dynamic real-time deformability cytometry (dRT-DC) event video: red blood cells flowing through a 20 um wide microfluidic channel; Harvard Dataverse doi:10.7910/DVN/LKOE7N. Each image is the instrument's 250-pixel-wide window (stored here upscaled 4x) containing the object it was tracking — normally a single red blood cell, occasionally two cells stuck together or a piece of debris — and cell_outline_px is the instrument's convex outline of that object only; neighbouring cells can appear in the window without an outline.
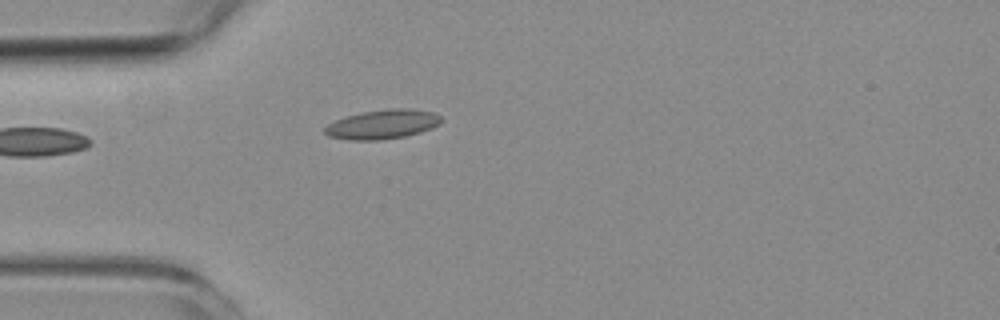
{"species": "common noctule bat (a hibernating species)", "species_latin": "Nyctalus noctula", "temperature_condition": "room temperature", "stored_images_in_passage": 5, "camera_frame_rate_fps": 3000, "um_per_image_px": 0.085, "animal": {"sex": "female", "body_mass_g": 19.3, "forearm_length_mm": 54.1}, "frame": {"image": 1, "passage_image": 5, "time_ms": 6.0, "image_size_px": [1000, 320], "cell_outline_px": [[440, 124], [432, 128], [420, 132], [404, 136], [380, 140], [348, 140], [328, 136], [324, 132], [324, 128], [328, 124], [344, 116], [364, 112], [388, 108], [408, 108], [432, 112], [440, 116]], "centroid_in_image_um": [32.49, 10.56], "position_along_channel_um": 52.5, "area_um2": 19.83}}